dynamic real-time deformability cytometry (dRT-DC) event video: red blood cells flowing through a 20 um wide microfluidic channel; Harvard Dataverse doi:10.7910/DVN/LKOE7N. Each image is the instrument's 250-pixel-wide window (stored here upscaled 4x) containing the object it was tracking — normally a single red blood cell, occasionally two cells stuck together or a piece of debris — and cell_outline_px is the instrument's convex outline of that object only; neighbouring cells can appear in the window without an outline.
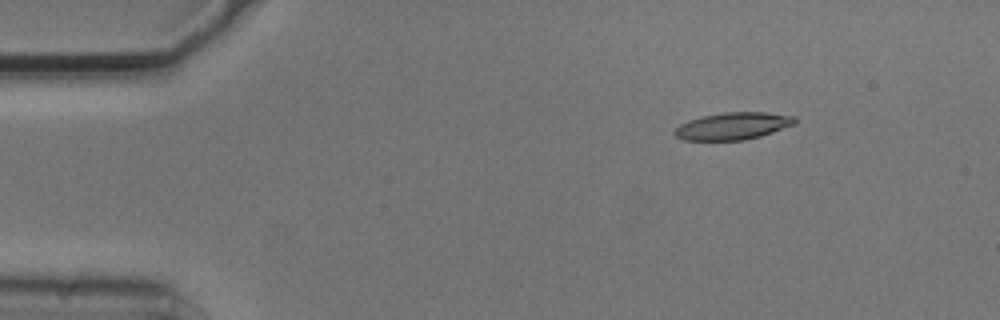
{"species": "common noctule bat (a hibernating species)", "species_latin": "Nyctalus noctula", "temperature_condition": "cold", "stored_images_in_passage": 4, "camera_frame_rate_fps": 3000, "um_per_image_px": 0.085, "animal": {"sex": "male", "body_mass_g": 20.5, "forearm_length_mm": 52.5}, "frame": {"image": 1, "passage_image": 2, "time_ms": 0.333, "image_size_px": [1000, 320], "cell_outline_px": [[796, 124], [760, 136], [744, 140], [684, 140], [676, 136], [672, 132], [680, 124], [688, 120], [700, 116], [724, 112], [764, 112], [796, 116]], "centroid_in_image_um": [62.29, 10.7], "position_along_channel_um": 22.7, "area_um2": 19.13}}